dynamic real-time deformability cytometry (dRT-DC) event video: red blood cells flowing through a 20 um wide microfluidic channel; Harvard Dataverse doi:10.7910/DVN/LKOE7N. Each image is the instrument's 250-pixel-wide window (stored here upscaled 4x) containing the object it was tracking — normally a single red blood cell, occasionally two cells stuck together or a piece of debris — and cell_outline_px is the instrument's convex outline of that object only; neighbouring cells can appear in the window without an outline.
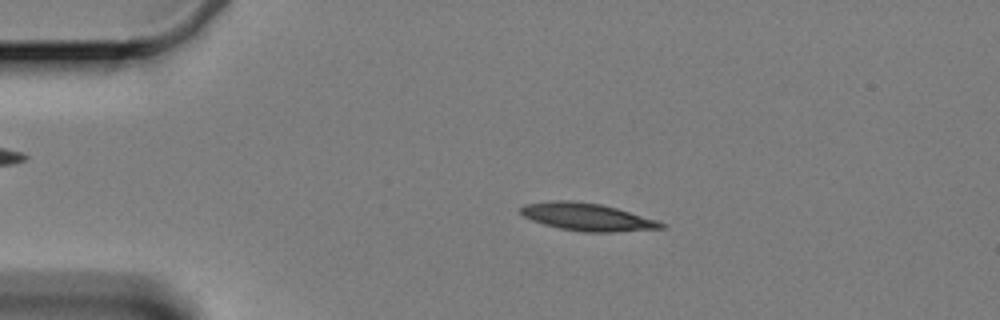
{"species": "Egyptian fruit bat (a non-hibernating species)", "species_latin": "Rousettus aegyptiacus", "temperature_condition": "cold", "stored_images_in_passage": 58, "camera_frame_rate_fps": 3000, "um_per_image_px": 0.085, "animal": {"sex": "female"}, "frame": {"image": 1, "passage_image": 11, "time_ms": 3.333, "image_size_px": [1000, 320], "cell_outline_px": [[668, 224], [664, 228], [612, 232], [580, 232], [560, 228], [544, 224], [532, 220], [524, 216], [520, 212], [520, 208], [524, 204], [552, 200], [576, 200], [600, 204], [616, 208], [656, 220]], "centroid_in_image_um": [49.89, 18.43], "position_along_channel_um": 35.1, "area_um2": 22.54}}
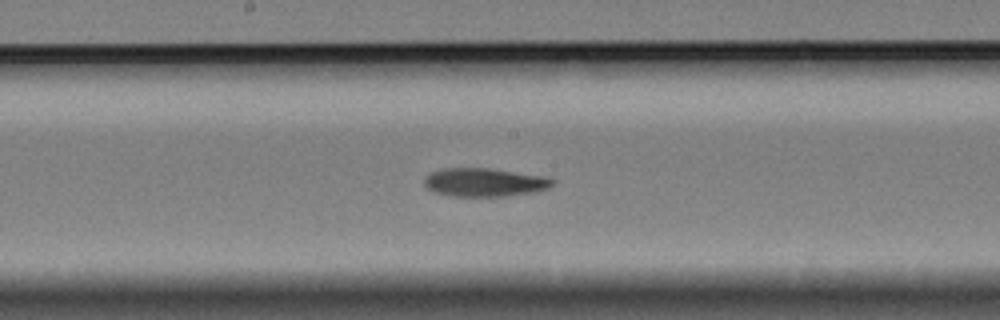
{"frame": {"image": 2, "passage_image": 30, "time_ms": 9.667, "image_size_px": [1000, 320], "cell_outline_px": [[556, 180], [548, 188], [532, 192], [500, 196], [452, 196], [432, 192], [424, 184], [424, 176], [440, 168], [488, 168], [544, 176]], "centroid_in_image_um": [41.12, 15.49], "position_along_channel_um": 207.1, "area_um2": 21.15}}
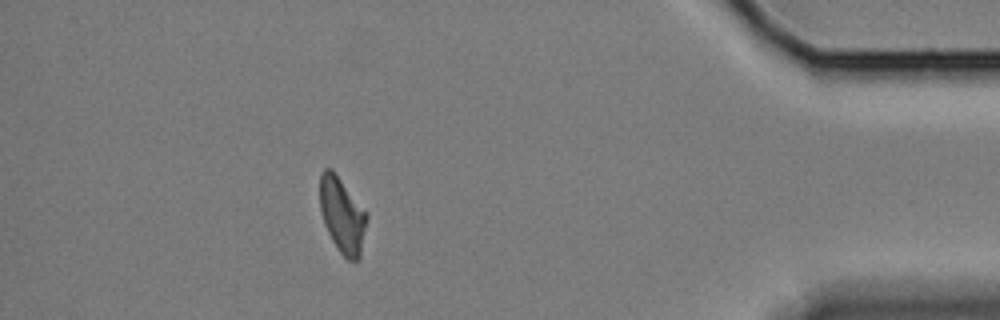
{"frame": {"image": 3, "passage_image": 52, "time_ms": 17.0, "image_size_px": [1000, 320], "cell_outline_px": [[368, 216], [360, 256], [356, 260], [348, 260], [340, 252], [332, 240], [324, 224], [320, 212], [320, 172], [324, 168], [332, 168], [368, 212]], "centroid_in_image_um": [29.09, 18.24], "position_along_channel_um": 406.1, "area_um2": 20.81}, "authors_computed_cell_mechanics": {"area_um2": 21.2993, "velocity_mm_per_s": 3.3302, "shape_relaxation_time_tau1_ms": 8.0768, "shape_relaxation_time_tau2_ms": 4.1743, "deformation_change_tau1": 0.1959, "deformation_change_tau2": 0.1269}}